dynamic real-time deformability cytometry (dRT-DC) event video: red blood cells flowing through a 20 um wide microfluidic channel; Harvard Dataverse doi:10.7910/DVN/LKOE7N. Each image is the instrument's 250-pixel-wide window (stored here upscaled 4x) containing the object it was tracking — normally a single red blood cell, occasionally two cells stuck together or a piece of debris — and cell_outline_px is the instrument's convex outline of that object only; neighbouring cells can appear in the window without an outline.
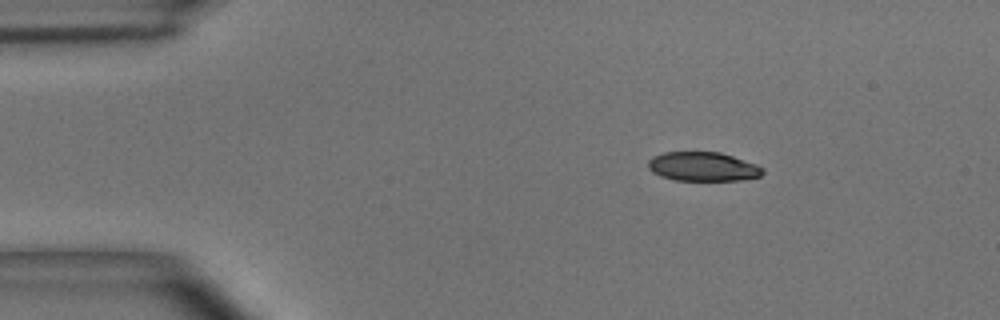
{"species": "common noctule bat (a hibernating species)", "species_latin": "Nyctalus noctula", "temperature_condition": "room temperature", "stored_images_in_passage": 47, "camera_frame_rate_fps": 3000, "um_per_image_px": 0.085, "animal": {"sex": "male", "body_mass_g": 15.6}, "frame": {"image": 1, "passage_image": 1, "time_ms": 0.0, "image_size_px": [1000, 320], "cell_outline_px": [[764, 172], [760, 176], [740, 180], [676, 180], [660, 176], [652, 172], [648, 168], [648, 160], [652, 156], [664, 152], [720, 152], [756, 164], [764, 168]], "centroid_in_image_um": [59.73, 14.16], "position_along_channel_um": 25.3, "area_um2": 19.42}}
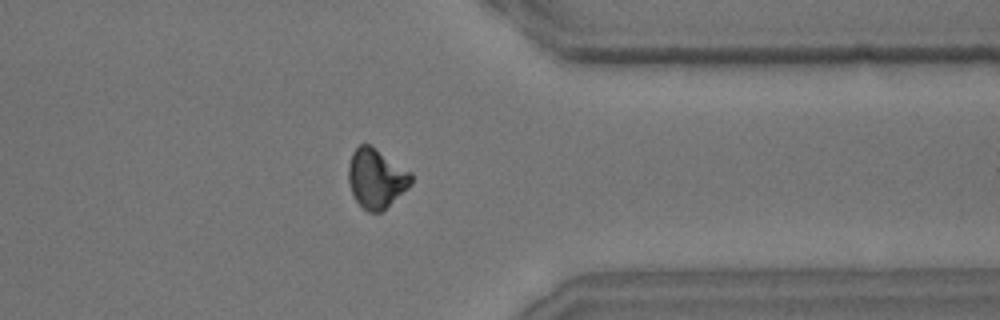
{"frame": {"image": 2, "passage_image": 36, "time_ms": 11.667, "image_size_px": [1000, 320], "cell_outline_px": [[412, 184], [408, 188], [380, 212], [368, 212], [356, 200], [352, 192], [348, 180], [348, 164], [352, 152], [360, 144], [368, 144], [412, 172]], "centroid_in_image_um": [31.98, 15.15], "position_along_channel_um": 379.4, "area_um2": 21.44}}
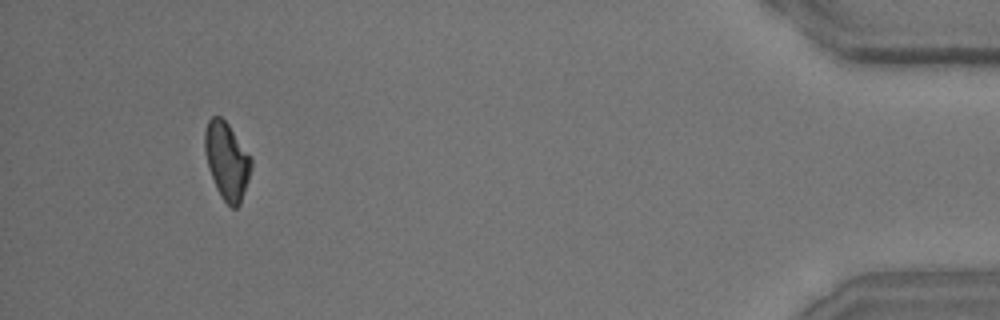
{"frame": {"image": 3, "passage_image": 44, "time_ms": 14.333, "image_size_px": [1000, 320], "cell_outline_px": [[252, 164], [248, 180], [240, 204], [236, 208], [232, 208], [220, 196], [216, 188], [204, 152], [204, 132], [208, 120], [212, 116], [220, 116], [228, 124], [252, 156]], "centroid_in_image_um": [19.29, 13.65], "position_along_channel_um": 415.9, "area_um2": 20.87}, "authors_computed_cell_mechanics": {"area_um2": 21.2126, "velocity_mm_per_s": 3.6403, "shape_relaxation_time_tau1_ms": 3.9054, "shape_relaxation_time_tau2_ms": 3.5366, "deformation_change_tau1": 0.131, "deformation_change_tau2": 0.0883}}